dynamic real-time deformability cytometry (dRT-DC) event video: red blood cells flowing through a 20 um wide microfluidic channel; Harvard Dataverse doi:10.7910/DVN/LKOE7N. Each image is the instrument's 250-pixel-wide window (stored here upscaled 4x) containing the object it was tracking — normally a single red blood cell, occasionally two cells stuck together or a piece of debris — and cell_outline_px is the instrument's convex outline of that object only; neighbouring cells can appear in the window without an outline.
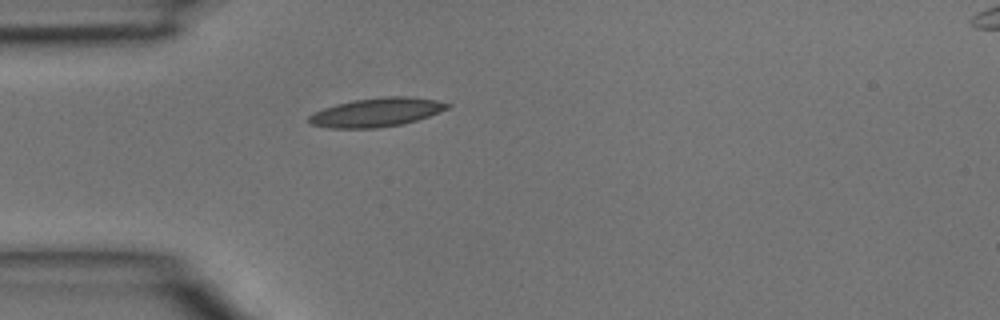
{"species": "common noctule bat (a hibernating species)", "species_latin": "Nyctalus noctula", "temperature_condition": "room temperature", "stored_images_in_passage": 1, "camera_frame_rate_fps": 3000, "um_per_image_px": 0.085, "animal": {"sex": "male", "body_mass_g": 15.6}, "frame": {"image": 1, "passage_image": 1, "time_ms": 0.0, "image_size_px": [1000, 320], "cell_outline_px": [[452, 104], [448, 108], [428, 116], [404, 124], [380, 128], [328, 128], [312, 124], [308, 120], [308, 116], [312, 112], [336, 104], [356, 100], [384, 96], [408, 96], [436, 100]], "centroid_in_image_um": [31.99, 9.55], "position_along_channel_um": 53.0, "area_um2": 23.24}}